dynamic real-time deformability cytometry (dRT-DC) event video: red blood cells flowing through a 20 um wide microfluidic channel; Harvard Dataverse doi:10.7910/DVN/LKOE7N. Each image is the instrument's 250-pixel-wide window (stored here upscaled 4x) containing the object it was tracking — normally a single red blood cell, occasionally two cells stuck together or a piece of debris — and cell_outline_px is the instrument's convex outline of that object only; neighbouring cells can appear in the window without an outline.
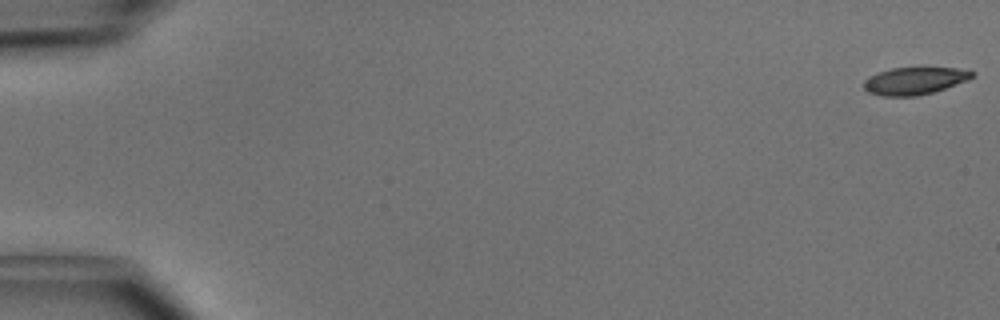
{"species": "common noctule bat (a hibernating species)", "species_latin": "Nyctalus noctula", "temperature_condition": "cold", "stored_images_in_passage": 50, "camera_frame_rate_fps": 3000, "um_per_image_px": 0.085, "animal": {"sex": "male", "body_mass_g": 15.6}, "frame": {"image": 1, "passage_image": 1, "time_ms": 0.0, "image_size_px": [1000, 320], "cell_outline_px": [[976, 72], [968, 80], [932, 92], [916, 96], [880, 96], [868, 92], [864, 88], [864, 80], [880, 72], [892, 68], [956, 68]], "centroid_in_image_um": [77.73, 6.88], "position_along_channel_um": 7.3, "area_um2": 16.94}}
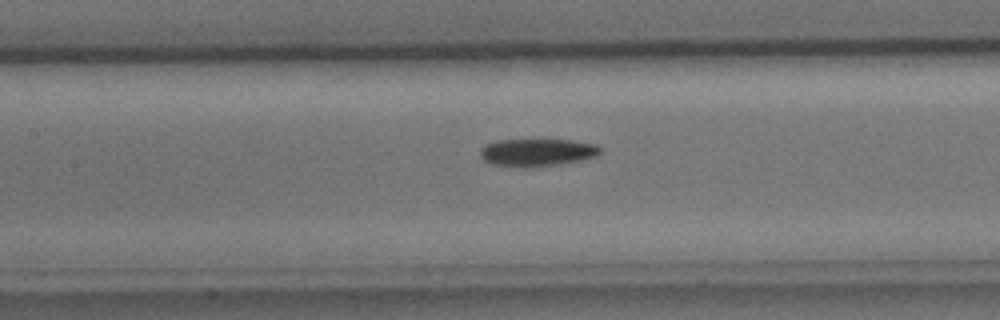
{"frame": {"image": 2, "passage_image": 24, "time_ms": 7.667, "image_size_px": [1000, 320], "cell_outline_px": [[604, 148], [600, 156], [560, 164], [532, 168], [524, 168], [492, 164], [484, 160], [480, 156], [480, 148], [484, 144], [496, 140], [568, 140], [596, 144]], "centroid_in_image_um": [45.68, 12.96], "position_along_channel_um": 161.7, "area_um2": 19.71}}
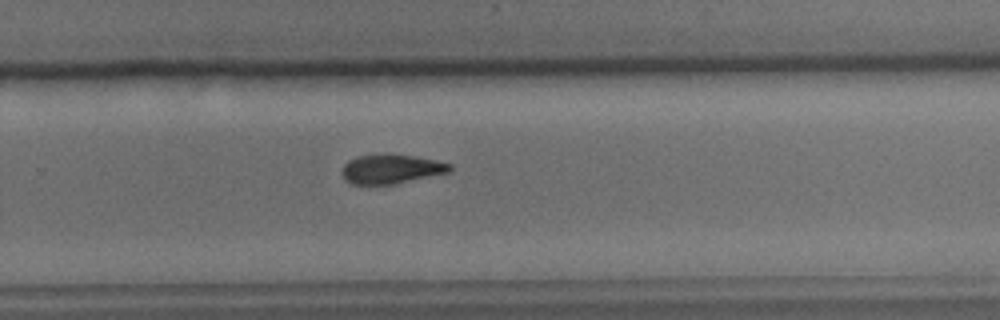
{"frame": {"image": 3, "passage_image": 34, "time_ms": 11.0, "image_size_px": [1000, 320], "cell_outline_px": [[452, 172], [392, 184], [352, 184], [344, 180], [340, 172], [344, 164], [348, 160], [356, 156], [416, 156], [436, 160], [452, 164]], "centroid_in_image_um": [33.26, 14.39], "position_along_channel_um": 296.5, "area_um2": 18.09}, "authors_computed_cell_mechanics": {"area_um2": 18.6405, "velocity_mm_per_s": 4.0558, "shape_relaxation_time_tau1_ms": 3.0015, "shape_relaxation_time_tau2_ms": null, "deformation_change_tau1": 0.1257, "deformation_change_tau2": null}}